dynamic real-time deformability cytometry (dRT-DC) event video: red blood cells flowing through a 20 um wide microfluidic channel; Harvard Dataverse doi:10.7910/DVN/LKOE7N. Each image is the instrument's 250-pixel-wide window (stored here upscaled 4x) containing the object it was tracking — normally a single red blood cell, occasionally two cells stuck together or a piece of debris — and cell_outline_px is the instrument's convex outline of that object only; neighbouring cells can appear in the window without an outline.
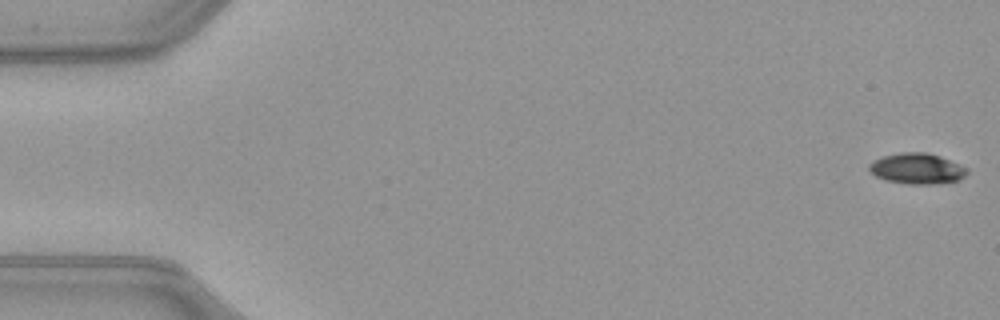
{"species": "common noctule bat (a hibernating species)", "species_latin": "Nyctalus noctula", "temperature_condition": "warm", "stored_images_in_passage": 52, "camera_frame_rate_fps": 3000, "um_per_image_px": 0.085, "animal": {"sex": "female", "body_mass_g": 21.9}, "frame": {"image": 1, "passage_image": 1, "time_ms": 0.0, "image_size_px": [1000, 320], "cell_outline_px": [[968, 172], [960, 180], [936, 184], [908, 184], [884, 180], [876, 176], [868, 168], [868, 164], [872, 160], [884, 156], [900, 152], [924, 152], [940, 156], [968, 168]], "centroid_in_image_um": [77.94, 14.33], "position_along_channel_um": 7.1, "area_um2": 17.63}}
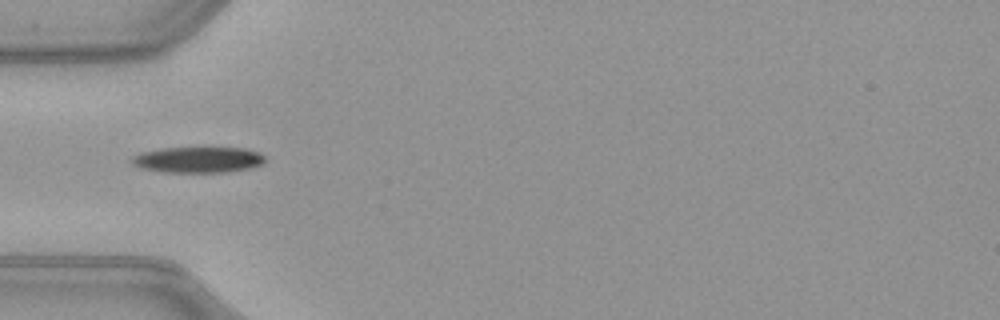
{"frame": {"image": 2, "passage_image": 17, "time_ms": 5.333, "image_size_px": [1000, 320], "cell_outline_px": [[264, 164], [248, 168], [228, 172], [160, 172], [140, 168], [132, 164], [128, 160], [132, 156], [140, 152], [160, 148], [244, 148], [260, 152], [264, 156]], "centroid_in_image_um": [16.78, 13.58], "position_along_channel_um": 68.2, "area_um2": 20.35}}
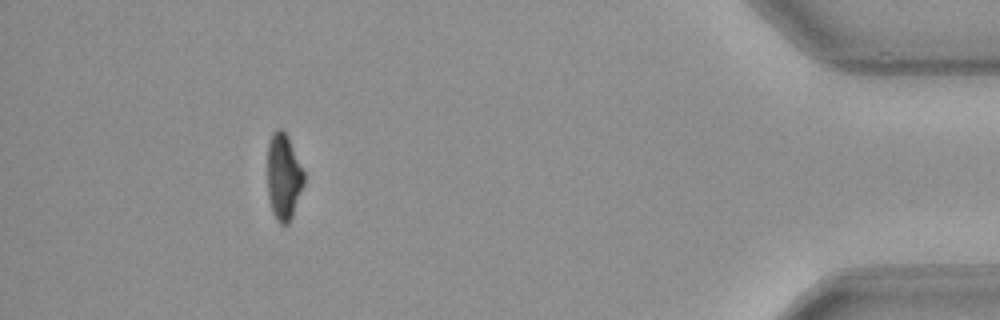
{"frame": {"image": 3, "passage_image": 47, "time_ms": 15.333, "image_size_px": [1000, 320], "cell_outline_px": [[304, 184], [292, 216], [288, 224], [280, 224], [276, 220], [272, 212], [268, 196], [268, 144], [272, 132], [276, 128], [280, 128], [288, 136], [304, 172]], "centroid_in_image_um": [24.1, 15.02], "position_along_channel_um": 411.1, "area_um2": 18.32}, "authors_computed_cell_mechanics": {"area_um2": 19.8543, "velocity_mm_per_s": 4.0318, "shape_relaxation_time_tau1_ms": 4.5583, "shape_relaxation_time_tau2_ms": null, "deformation_change_tau1": 0.1536, "deformation_change_tau2": null}}